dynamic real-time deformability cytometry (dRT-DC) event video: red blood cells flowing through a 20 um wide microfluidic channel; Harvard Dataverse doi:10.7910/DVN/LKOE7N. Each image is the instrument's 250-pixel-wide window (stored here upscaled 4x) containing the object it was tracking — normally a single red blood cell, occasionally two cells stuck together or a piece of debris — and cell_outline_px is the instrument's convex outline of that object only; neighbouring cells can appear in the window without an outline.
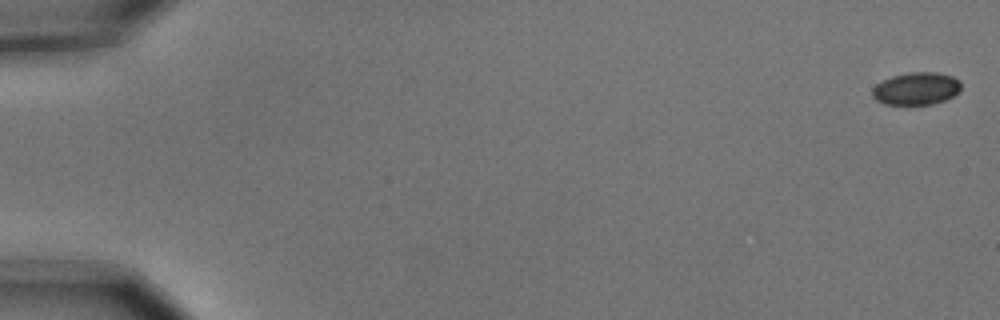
{"species": "common noctule bat (a hibernating species)", "species_latin": "Nyctalus noctula", "temperature_condition": "cold", "stored_images_in_passage": 6, "camera_frame_rate_fps": 3000, "um_per_image_px": 0.085, "animal": {"sex": "male", "body_mass_g": 15.6}, "frame": {"image": 1, "passage_image": 1, "time_ms": 0.0, "image_size_px": [1000, 320], "cell_outline_px": [[960, 88], [952, 96], [944, 100], [932, 104], [884, 104], [876, 100], [872, 96], [872, 88], [876, 84], [892, 76], [908, 72], [936, 72], [952, 76], [960, 80]], "centroid_in_image_um": [77.86, 7.52], "position_along_channel_um": 7.1, "area_um2": 16.7}}
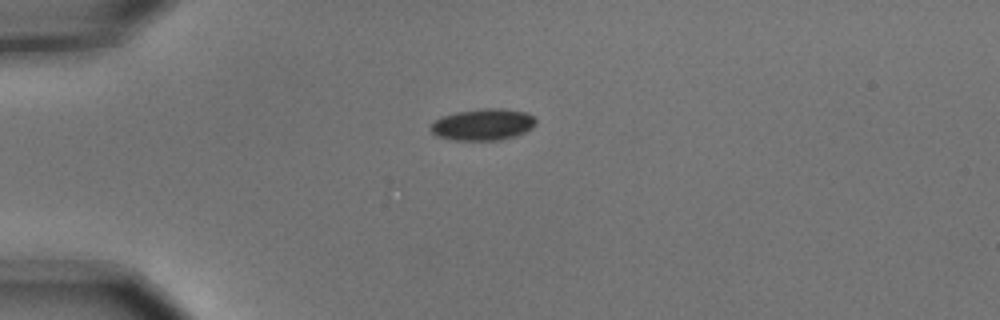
{"frame": {"image": 2, "passage_image": 5, "time_ms": 1.333, "image_size_px": [1000, 320], "cell_outline_px": [[536, 124], [532, 128], [516, 136], [500, 140], [456, 140], [436, 136], [432, 132], [432, 124], [440, 116], [456, 112], [480, 108], [500, 108], [528, 112], [536, 120]], "centroid_in_image_um": [41.08, 10.57], "position_along_channel_um": 43.9, "area_um2": 19.42}}